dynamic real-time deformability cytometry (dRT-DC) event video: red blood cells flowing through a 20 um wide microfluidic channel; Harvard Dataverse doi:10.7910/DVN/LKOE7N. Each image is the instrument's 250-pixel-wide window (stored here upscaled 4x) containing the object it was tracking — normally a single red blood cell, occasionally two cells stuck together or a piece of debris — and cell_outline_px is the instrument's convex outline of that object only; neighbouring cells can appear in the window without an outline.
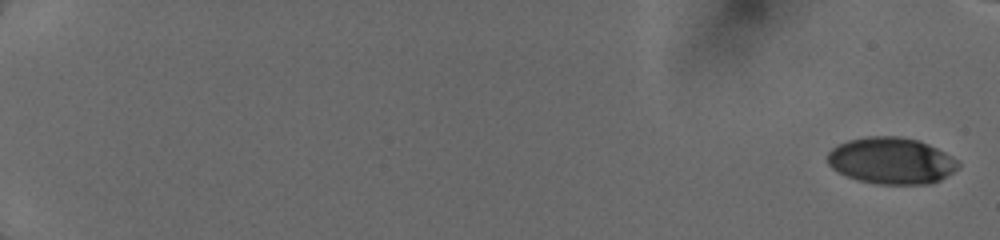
{"species": "human", "species_latin": "Homo sapiens", "temperature_condition": "cold", "stored_images_in_passage": 16, "camera_frame_rate_fps": 3000, "um_per_image_px": 0.085, "donor": {"sex": "female"}, "frame": {"image": 1, "passage_image": 1, "time_ms": 0.0, "image_size_px": [1000, 240], "cell_outline_px": [[960, 168], [940, 180], [932, 184], [876, 184], [860, 180], [848, 176], [832, 168], [828, 164], [828, 152], [836, 144], [848, 140], [868, 136], [900, 136], [920, 140], [952, 156], [960, 164]], "centroid_in_image_um": [75.78, 13.65], "position_along_channel_um": 9.2, "area_um2": 35.6}}
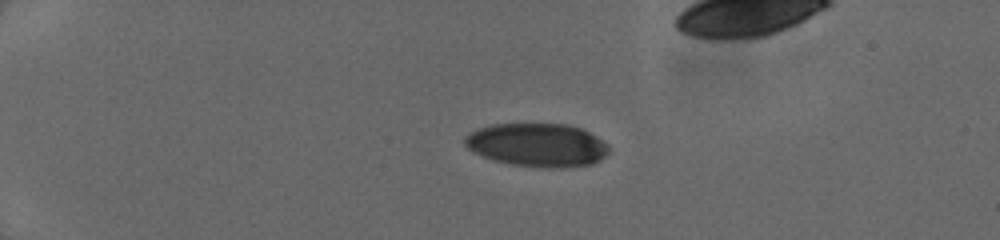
{"frame": {"image": 2, "passage_image": 9, "time_ms": 4.333, "image_size_px": [1000, 240], "cell_outline_px": [[612, 148], [600, 160], [592, 164], [564, 168], [552, 168], [512, 164], [492, 160], [472, 152], [464, 144], [464, 136], [468, 132], [492, 124], [568, 124], [580, 128], [596, 136], [608, 144]], "centroid_in_image_um": [45.67, 12.32], "position_along_channel_um": 39.3, "area_um2": 36.65}}